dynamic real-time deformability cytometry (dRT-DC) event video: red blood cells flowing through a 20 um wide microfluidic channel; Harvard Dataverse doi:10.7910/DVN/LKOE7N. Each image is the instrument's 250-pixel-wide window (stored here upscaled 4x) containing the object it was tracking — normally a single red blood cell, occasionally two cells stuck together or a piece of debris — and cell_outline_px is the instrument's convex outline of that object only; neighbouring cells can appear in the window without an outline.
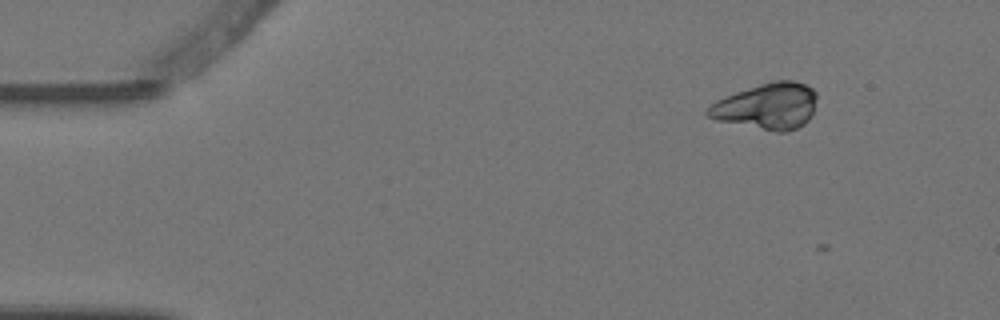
{"species": "Egyptian fruit bat (a non-hibernating species)", "species_latin": "Rousettus aegyptiacus", "temperature_condition": "warm", "stored_images_in_passage": 6, "camera_frame_rate_fps": 3000, "um_per_image_px": 0.085, "animal": {"sex": "female"}, "frame": {"image": 1, "passage_image": 2, "time_ms": 0.333, "image_size_px": [1000, 320], "cell_outline_px": [[816, 96], [812, 116], [804, 124], [796, 128], [784, 132], [776, 132], [716, 120], [708, 116], [704, 112], [716, 100], [736, 92], [772, 80], [796, 80], [812, 88], [816, 92]], "centroid_in_image_um": [65.21, 9.02], "position_along_channel_um": 19.8, "area_um2": 29.3}}
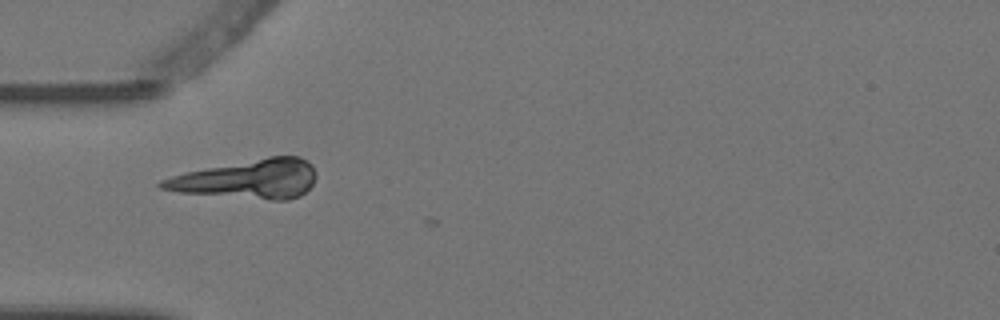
{"frame": {"image": 2, "passage_image": 5, "time_ms": 1.333, "image_size_px": [1000, 320], "cell_outline_px": [[316, 176], [312, 184], [300, 196], [288, 200], [272, 200], [180, 192], [160, 188], [156, 184], [160, 180], [184, 172], [268, 156], [300, 156], [312, 164], [316, 172]], "centroid_in_image_um": [21.09, 15.21], "position_along_channel_um": 63.9, "area_um2": 34.97}}